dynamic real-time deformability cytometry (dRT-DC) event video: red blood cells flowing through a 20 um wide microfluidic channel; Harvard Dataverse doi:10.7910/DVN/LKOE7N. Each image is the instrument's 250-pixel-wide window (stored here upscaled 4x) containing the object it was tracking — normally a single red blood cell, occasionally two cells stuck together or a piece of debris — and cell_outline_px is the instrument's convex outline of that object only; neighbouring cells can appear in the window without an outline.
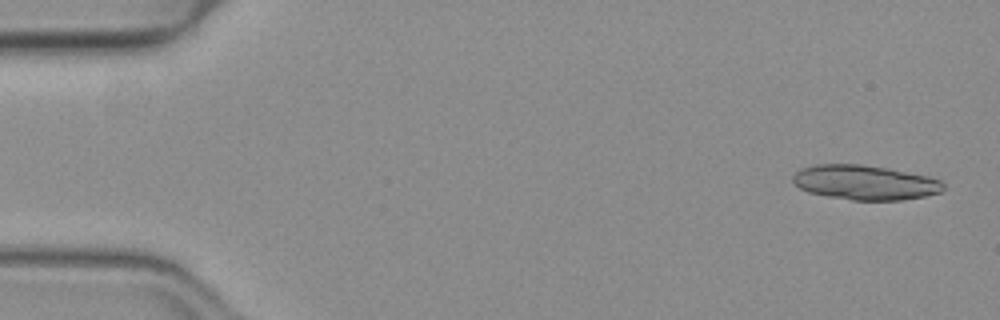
{"species": "common noctule bat (a hibernating species)", "species_latin": "Nyctalus noctula", "temperature_condition": "warm", "stored_images_in_passage": 13, "camera_frame_rate_fps": 3000, "um_per_image_px": 0.085, "animal": {"sex": "female", "body_mass_g": 19.3, "forearm_length_mm": 54.1}, "frame": {"image": 1, "passage_image": 2, "time_ms": 0.333, "image_size_px": [1000, 320], "cell_outline_px": [[944, 188], [940, 192], [924, 196], [900, 200], [852, 200], [828, 196], [808, 192], [800, 188], [792, 180], [792, 176], [796, 172], [804, 168], [816, 164], [864, 164], [888, 168], [928, 176], [940, 180], [944, 184]], "centroid_in_image_um": [73.52, 15.5], "position_along_channel_um": 11.5, "area_um2": 30.29}}